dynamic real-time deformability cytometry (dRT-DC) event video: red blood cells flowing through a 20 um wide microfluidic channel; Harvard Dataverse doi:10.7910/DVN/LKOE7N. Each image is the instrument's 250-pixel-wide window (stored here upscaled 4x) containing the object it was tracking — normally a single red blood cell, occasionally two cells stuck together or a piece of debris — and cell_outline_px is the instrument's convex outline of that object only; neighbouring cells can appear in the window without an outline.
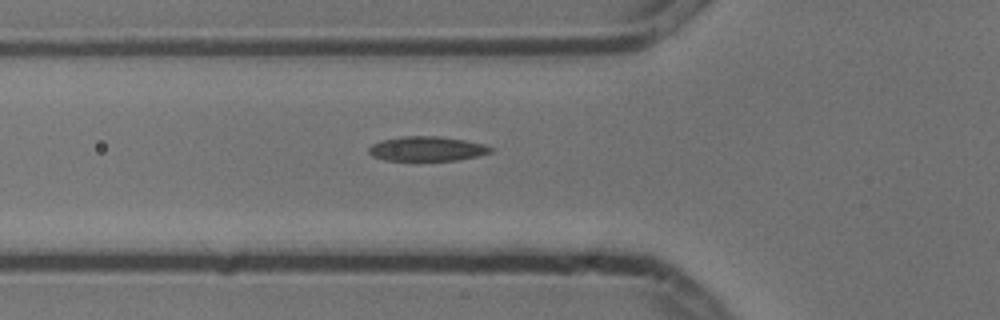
{"species": "common noctule bat (a hibernating species)", "species_latin": "Nyctalus noctula", "temperature_condition": "cold", "stored_images_in_passage": 5, "camera_frame_rate_fps": 3000, "um_per_image_px": 0.085, "animal": {"sex": "male", "body_mass_g": 13.3}, "frame": {"image": 1, "passage_image": 5, "time_ms": 1.333, "image_size_px": [1000, 320], "cell_outline_px": [[492, 152], [476, 156], [456, 160], [384, 160], [372, 156], [368, 152], [368, 148], [372, 144], [380, 140], [404, 136], [440, 136], [464, 140], [484, 144], [492, 148]], "centroid_in_image_um": [36.25, 12.64], "position_along_channel_um": 89.5, "area_um2": 17.4}}